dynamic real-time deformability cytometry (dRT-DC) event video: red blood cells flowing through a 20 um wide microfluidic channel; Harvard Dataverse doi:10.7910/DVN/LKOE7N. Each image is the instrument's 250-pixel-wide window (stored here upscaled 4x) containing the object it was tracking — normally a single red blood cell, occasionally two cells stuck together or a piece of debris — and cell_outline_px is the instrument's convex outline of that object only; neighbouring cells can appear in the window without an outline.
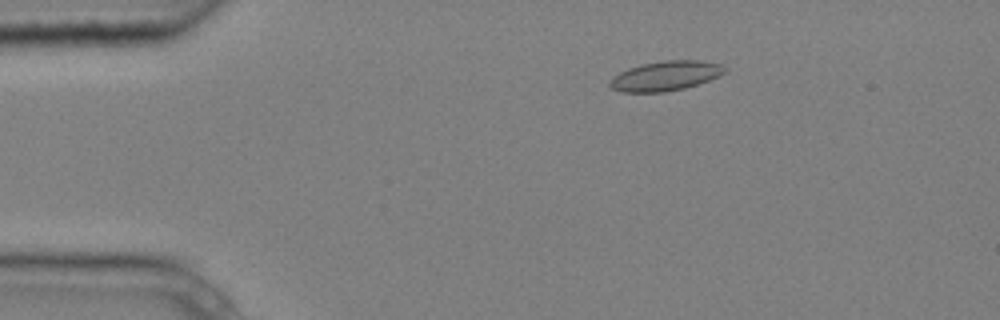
{"species": "common noctule bat (a hibernating species)", "species_latin": "Nyctalus noctula", "temperature_condition": "cold", "stored_images_in_passage": 6, "segment_of_instrument_passage": [1, 2], "camera_frame_rate_fps": 3000, "um_per_image_px": 0.085, "animal": {"sex": "male", "body_mass_g": 20.4}, "frame": {"image": 1, "passage_image": 2, "time_ms": 0.333, "image_size_px": [1000, 320], "cell_outline_px": [[728, 68], [720, 76], [684, 88], [664, 92], [624, 92], [612, 88], [608, 84], [612, 76], [628, 68], [644, 64], [664, 60], [700, 60], [720, 64]], "centroid_in_image_um": [56.57, 6.44], "position_along_channel_um": 28.4, "area_um2": 19.77}}
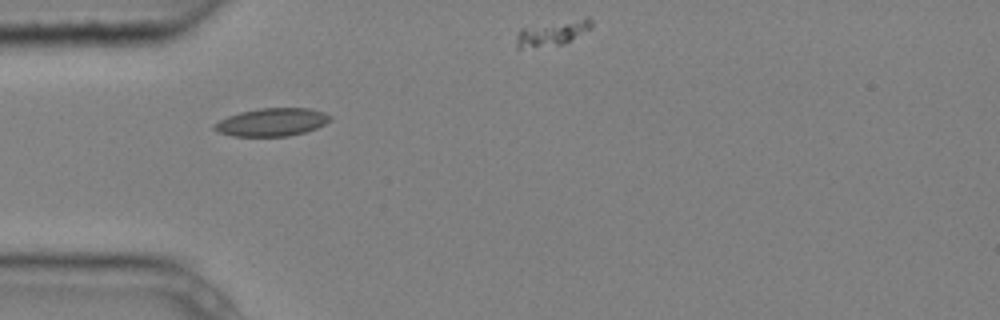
{"frame": {"image": 2, "passage_image": 4, "time_ms": 1.0, "image_size_px": [1000, 320], "cell_outline_px": [[332, 120], [316, 128], [304, 132], [288, 136], [232, 136], [220, 132], [212, 128], [212, 124], [228, 116], [240, 112], [260, 108], [308, 108], [324, 112], [332, 116]], "centroid_in_image_um": [23.11, 10.38], "position_along_channel_um": 61.9, "area_um2": 18.84}}
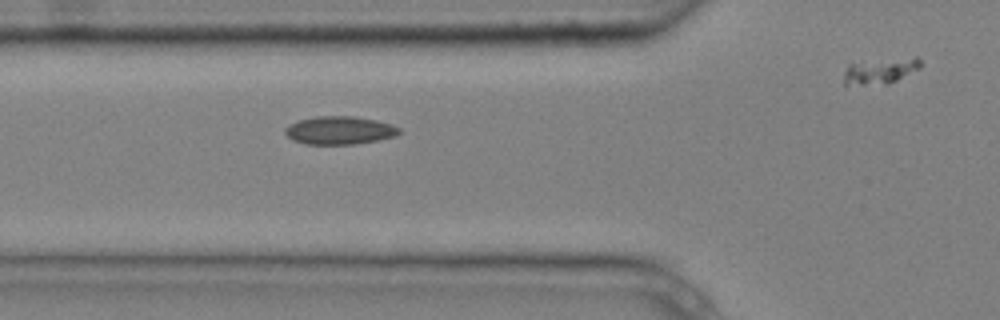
{"frame": {"image": 3, "passage_image": 5, "time_ms": 1.333, "image_size_px": [1000, 320], "cell_outline_px": [[400, 132], [396, 136], [380, 140], [356, 144], [304, 144], [292, 140], [284, 132], [284, 128], [300, 120], [316, 116], [352, 116], [376, 120], [392, 124], [400, 128]], "centroid_in_image_um": [28.89, 11.09], "position_along_channel_um": 96.9, "area_um2": 18.73}}